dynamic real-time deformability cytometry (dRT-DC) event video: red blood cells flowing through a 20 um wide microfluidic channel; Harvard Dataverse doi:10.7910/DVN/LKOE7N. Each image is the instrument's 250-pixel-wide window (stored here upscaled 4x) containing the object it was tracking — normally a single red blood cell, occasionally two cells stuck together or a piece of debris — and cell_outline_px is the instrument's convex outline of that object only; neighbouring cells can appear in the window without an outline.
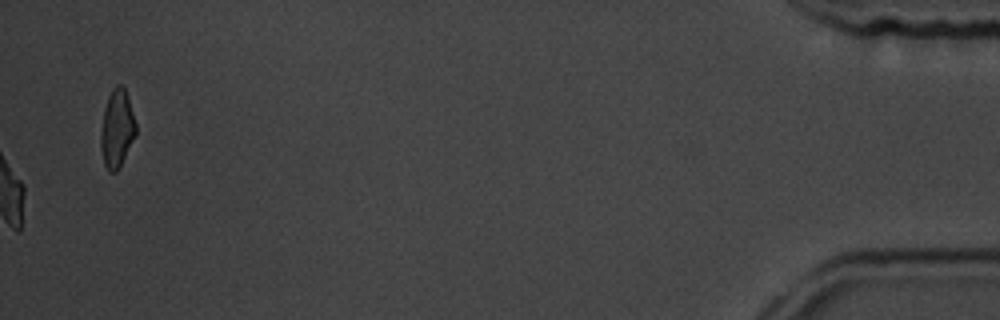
{"species": "common noctule bat (a hibernating species)", "species_latin": "Nyctalus noctula", "temperature_condition": "room temperature", "stored_images_in_passage": 57, "camera_frame_rate_fps": 3000, "um_per_image_px": 0.085, "animal": {"sex": "male", "body_mass_g": 19.5, "forearm_length_mm": 54.6}, "frame": {"image": 1, "passage_image": 57, "time_ms": 18.667, "image_size_px": [1000, 320], "cell_outline_px": [[136, 136], [116, 172], [108, 172], [104, 164], [100, 148], [100, 132], [104, 108], [108, 96], [112, 88], [116, 84], [120, 84], [124, 88], [128, 96], [136, 124]], "centroid_in_image_um": [9.93, 10.92], "position_along_channel_um": 425.3, "area_um2": 16.07}, "authors_computed_cell_mechanics": {"area_um2": 18.2648, "velocity_mm_per_s": 3.7032, "shape_relaxation_time_tau1_ms": 3.7617, "shape_relaxation_time_tau2_ms": 4.7555, "deformation_change_tau1": 0.1344, "deformation_change_tau2": 0.1082}}